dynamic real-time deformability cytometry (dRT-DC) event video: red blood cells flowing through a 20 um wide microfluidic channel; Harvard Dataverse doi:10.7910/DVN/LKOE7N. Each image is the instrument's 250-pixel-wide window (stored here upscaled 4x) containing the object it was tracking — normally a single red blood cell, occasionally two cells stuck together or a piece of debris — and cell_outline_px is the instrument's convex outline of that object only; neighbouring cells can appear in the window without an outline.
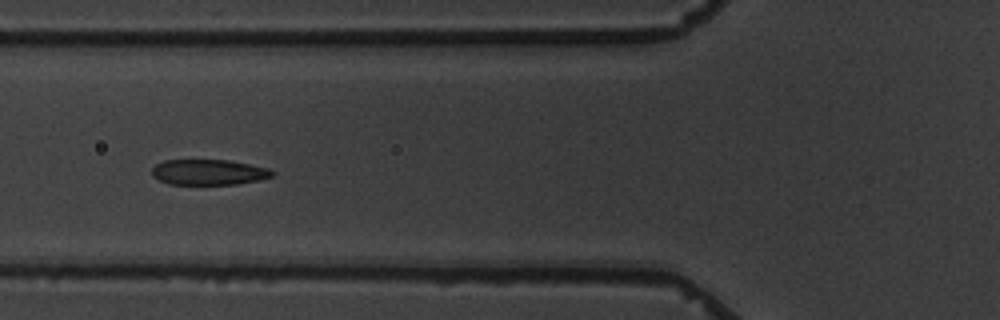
{"species": "common noctule bat (a hibernating species)", "species_latin": "Nyctalus noctula", "temperature_condition": "warm", "stored_images_in_passage": 6, "camera_frame_rate_fps": 3000, "um_per_image_px": 0.085, "animal": {"sex": "male", "body_mass_g": 19.5, "forearm_length_mm": 54.6}, "frame": {"image": 1, "passage_image": 6, "time_ms": 6.667, "image_size_px": [1000, 320], "cell_outline_px": [[276, 172], [272, 176], [260, 180], [236, 184], [168, 184], [152, 176], [152, 168], [156, 164], [164, 160], [228, 160], [268, 168]], "centroid_in_image_um": [17.74, 14.63], "position_along_channel_um": 108.1, "area_um2": 17.86}}